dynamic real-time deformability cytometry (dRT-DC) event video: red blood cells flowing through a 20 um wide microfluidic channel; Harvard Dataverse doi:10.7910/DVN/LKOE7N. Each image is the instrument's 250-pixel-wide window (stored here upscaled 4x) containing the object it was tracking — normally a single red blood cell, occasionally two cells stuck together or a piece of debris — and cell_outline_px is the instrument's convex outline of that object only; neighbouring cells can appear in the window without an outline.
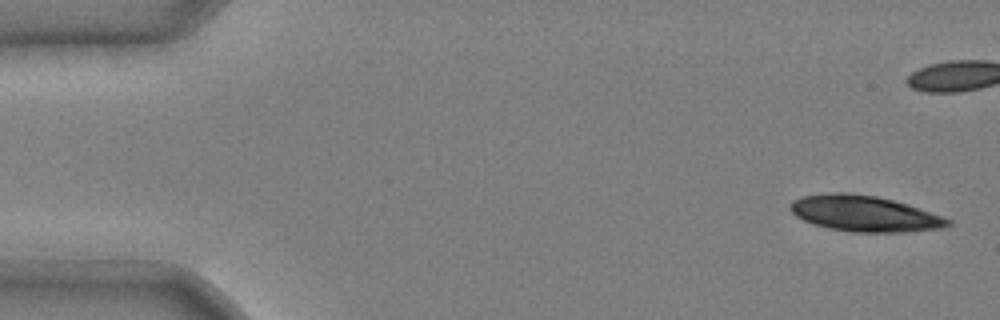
{"species": "common noctule bat (a hibernating species)", "species_latin": "Nyctalus noctula", "temperature_condition": "cold", "stored_images_in_passage": 21, "camera_frame_rate_fps": 3000, "um_per_image_px": 0.085, "animal": {"sex": "male", "body_mass_g": 20.4}, "frame": {"image": 1, "passage_image": 1, "time_ms": 0.0, "image_size_px": [1000, 320], "cell_outline_px": [[952, 224], [944, 228], [908, 232], [852, 232], [828, 228], [812, 224], [796, 216], [788, 208], [788, 204], [792, 200], [800, 196], [832, 192], [844, 192], [876, 196], [908, 204], [944, 216], [952, 220]], "centroid_in_image_um": [73.48, 18.15], "position_along_channel_um": 11.5, "area_um2": 33.35}}